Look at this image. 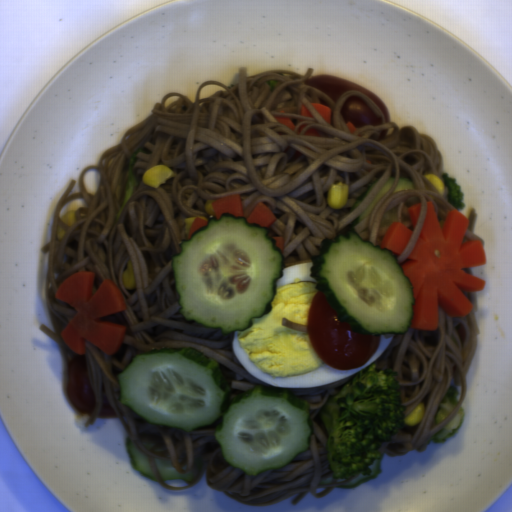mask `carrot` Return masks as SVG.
I'll return each mask as SVG.
<instances>
[{"mask_svg": "<svg viewBox=\"0 0 512 512\" xmlns=\"http://www.w3.org/2000/svg\"><path fill=\"white\" fill-rule=\"evenodd\" d=\"M470 220L456 209L447 210L441 228L432 201H427L420 235L400 268L412 286L413 319L409 328L437 329L439 305L450 318L468 315L473 305L463 292L483 289L485 280L463 269L486 264L481 241L464 235Z\"/></svg>", "mask_w": 512, "mask_h": 512, "instance_id": "obj_1", "label": "carrot"}, {"mask_svg": "<svg viewBox=\"0 0 512 512\" xmlns=\"http://www.w3.org/2000/svg\"><path fill=\"white\" fill-rule=\"evenodd\" d=\"M94 283L92 271H78L65 278L54 291L56 300L77 311L61 330V337L70 350L80 355L87 351L85 340L106 354L115 355L127 328L122 324L101 322L100 318L126 311L127 303L113 281L105 278L93 292Z\"/></svg>", "mask_w": 512, "mask_h": 512, "instance_id": "obj_2", "label": "carrot"}, {"mask_svg": "<svg viewBox=\"0 0 512 512\" xmlns=\"http://www.w3.org/2000/svg\"><path fill=\"white\" fill-rule=\"evenodd\" d=\"M414 231L406 227L400 222H391L386 230L383 239L379 242V246L387 248L396 255H402L406 246L413 236Z\"/></svg>", "mask_w": 512, "mask_h": 512, "instance_id": "obj_3", "label": "carrot"}, {"mask_svg": "<svg viewBox=\"0 0 512 512\" xmlns=\"http://www.w3.org/2000/svg\"><path fill=\"white\" fill-rule=\"evenodd\" d=\"M215 219L222 217L223 213H230L234 216L243 217V204L241 195L231 194L221 197L211 203Z\"/></svg>", "mask_w": 512, "mask_h": 512, "instance_id": "obj_4", "label": "carrot"}, {"mask_svg": "<svg viewBox=\"0 0 512 512\" xmlns=\"http://www.w3.org/2000/svg\"><path fill=\"white\" fill-rule=\"evenodd\" d=\"M249 223H256L260 226L269 227L275 223L276 217L272 214L271 210L262 201L256 203L249 216L246 218Z\"/></svg>", "mask_w": 512, "mask_h": 512, "instance_id": "obj_5", "label": "carrot"}, {"mask_svg": "<svg viewBox=\"0 0 512 512\" xmlns=\"http://www.w3.org/2000/svg\"><path fill=\"white\" fill-rule=\"evenodd\" d=\"M421 208H422V204L421 202L418 203V204H415V205H412L410 207L407 208L406 210V214L408 215L409 217V221L412 225V227H416L418 221H419V217H420V213H421Z\"/></svg>", "mask_w": 512, "mask_h": 512, "instance_id": "obj_6", "label": "carrot"}, {"mask_svg": "<svg viewBox=\"0 0 512 512\" xmlns=\"http://www.w3.org/2000/svg\"><path fill=\"white\" fill-rule=\"evenodd\" d=\"M310 105L317 111L324 121L330 124L331 109L321 103L310 102Z\"/></svg>", "mask_w": 512, "mask_h": 512, "instance_id": "obj_7", "label": "carrot"}, {"mask_svg": "<svg viewBox=\"0 0 512 512\" xmlns=\"http://www.w3.org/2000/svg\"><path fill=\"white\" fill-rule=\"evenodd\" d=\"M208 225V221L206 219H202L200 216H196L194 219L188 233V237L190 238L191 235L198 230L201 227H206Z\"/></svg>", "mask_w": 512, "mask_h": 512, "instance_id": "obj_8", "label": "carrot"}, {"mask_svg": "<svg viewBox=\"0 0 512 512\" xmlns=\"http://www.w3.org/2000/svg\"><path fill=\"white\" fill-rule=\"evenodd\" d=\"M274 118L276 121H278L280 124H282L283 126H285L286 128H288L291 131L295 127L294 123L292 122V120L290 118H287L285 116H275Z\"/></svg>", "mask_w": 512, "mask_h": 512, "instance_id": "obj_9", "label": "carrot"}, {"mask_svg": "<svg viewBox=\"0 0 512 512\" xmlns=\"http://www.w3.org/2000/svg\"><path fill=\"white\" fill-rule=\"evenodd\" d=\"M272 238L275 239L277 247L284 254V252H285V248H284L285 238H284V236H275V237H272Z\"/></svg>", "mask_w": 512, "mask_h": 512, "instance_id": "obj_10", "label": "carrot"}, {"mask_svg": "<svg viewBox=\"0 0 512 512\" xmlns=\"http://www.w3.org/2000/svg\"><path fill=\"white\" fill-rule=\"evenodd\" d=\"M304 136H318V137H321L322 135L316 129H314L312 127H309L306 130Z\"/></svg>", "mask_w": 512, "mask_h": 512, "instance_id": "obj_11", "label": "carrot"}, {"mask_svg": "<svg viewBox=\"0 0 512 512\" xmlns=\"http://www.w3.org/2000/svg\"><path fill=\"white\" fill-rule=\"evenodd\" d=\"M300 114L305 117H313L311 112L309 111L308 107L303 103L301 104V111Z\"/></svg>", "mask_w": 512, "mask_h": 512, "instance_id": "obj_12", "label": "carrot"}, {"mask_svg": "<svg viewBox=\"0 0 512 512\" xmlns=\"http://www.w3.org/2000/svg\"><path fill=\"white\" fill-rule=\"evenodd\" d=\"M305 126H308V125H306V124H301L300 125V127L297 130V135H300V133L302 132V130L304 129Z\"/></svg>", "mask_w": 512, "mask_h": 512, "instance_id": "obj_13", "label": "carrot"}]
</instances>
